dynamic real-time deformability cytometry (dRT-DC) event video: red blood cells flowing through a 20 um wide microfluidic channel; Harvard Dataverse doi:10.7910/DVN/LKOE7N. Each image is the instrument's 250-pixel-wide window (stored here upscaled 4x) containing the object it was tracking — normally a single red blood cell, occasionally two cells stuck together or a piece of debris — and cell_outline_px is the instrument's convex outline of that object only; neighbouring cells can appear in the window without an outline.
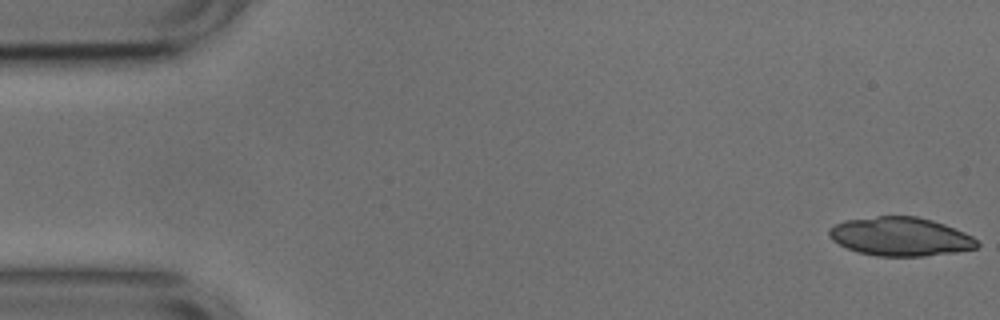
{"species": "common noctule bat (a hibernating species)", "species_latin": "Nyctalus noctula", "temperature_condition": "cold", "stored_images_in_passage": 53, "camera_frame_rate_fps": 3000, "um_per_image_px": 0.085, "animal": {"sex": "male", "body_mass_g": 17.9, "forearm_length_mm": 54.2}, "frame": {"image": 1, "passage_image": 1, "time_ms": 0.0, "image_size_px": [1000, 320], "cell_outline_px": [[980, 244], [976, 248], [956, 252], [924, 256], [876, 256], [860, 252], [848, 248], [832, 240], [828, 236], [828, 228], [844, 220], [876, 216], [916, 216], [932, 220], [944, 224], [964, 232], [972, 236]], "centroid_in_image_um": [76.53, 20.1], "position_along_channel_um": 8.5, "area_um2": 33.35}, "authors_computed_cell_mechanics": {"area_um2": 20.9814, "velocity_mm_per_s": 3.7495, "shape_relaxation_time_tau1_ms": 4.085, "shape_relaxation_time_tau2_ms": 2.6746, "deformation_change_tau1": 0.1268, "deformation_change_tau2": 0.1056}}